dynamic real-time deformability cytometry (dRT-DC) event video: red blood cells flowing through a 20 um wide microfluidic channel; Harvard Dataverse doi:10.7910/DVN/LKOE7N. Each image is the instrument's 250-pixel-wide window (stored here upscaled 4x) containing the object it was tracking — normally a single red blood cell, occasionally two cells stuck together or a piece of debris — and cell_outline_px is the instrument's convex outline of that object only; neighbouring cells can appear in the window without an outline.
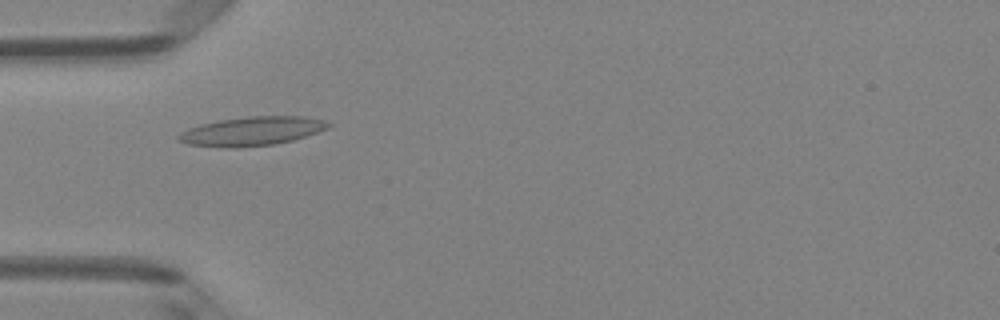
{"species": "Egyptian fruit bat (a non-hibernating species)", "species_latin": "Rousettus aegyptiacus", "temperature_condition": "room temperature", "stored_images_in_passage": 6, "camera_frame_rate_fps": 3000, "um_per_image_px": 0.085, "animal": {"sex": "female"}, "frame": {"image": 1, "passage_image": 4, "time_ms": 1.0, "image_size_px": [1000, 320], "cell_outline_px": [[332, 124], [328, 128], [292, 140], [272, 144], [236, 148], [220, 148], [188, 144], [176, 140], [176, 136], [180, 132], [188, 128], [200, 124], [220, 120], [248, 116], [300, 116], [324, 120]], "centroid_in_image_um": [21.33, 11.15], "position_along_channel_um": 63.7, "area_um2": 25.26}}
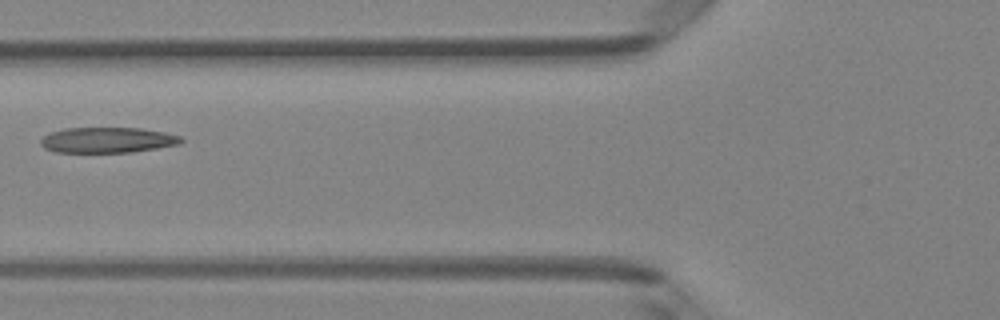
{"frame": {"image": 2, "passage_image": 5, "time_ms": 1.333, "image_size_px": [1000, 320], "cell_outline_px": [[184, 140], [180, 144], [132, 152], [56, 152], [44, 148], [40, 144], [40, 140], [44, 136], [52, 132], [64, 128], [140, 128], [164, 132], [180, 136]], "centroid_in_image_um": [9.13, 11.9], "position_along_channel_um": 116.7, "area_um2": 20.81}}
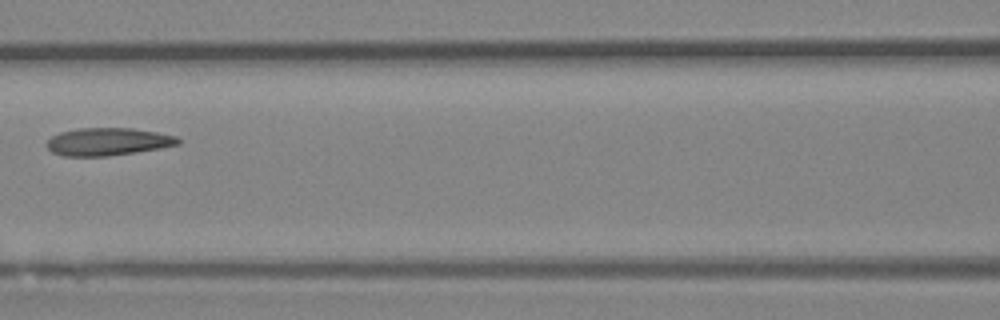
{"frame": {"image": 3, "passage_image": 6, "time_ms": 1.667, "image_size_px": [1000, 320], "cell_outline_px": [[180, 144], [160, 148], [136, 152], [108, 156], [64, 156], [52, 152], [44, 144], [52, 136], [60, 132], [76, 128], [132, 128], [156, 132], [176, 136], [180, 140]], "centroid_in_image_um": [9.14, 12.04], "position_along_channel_um": 157.5, "area_um2": 21.21}}